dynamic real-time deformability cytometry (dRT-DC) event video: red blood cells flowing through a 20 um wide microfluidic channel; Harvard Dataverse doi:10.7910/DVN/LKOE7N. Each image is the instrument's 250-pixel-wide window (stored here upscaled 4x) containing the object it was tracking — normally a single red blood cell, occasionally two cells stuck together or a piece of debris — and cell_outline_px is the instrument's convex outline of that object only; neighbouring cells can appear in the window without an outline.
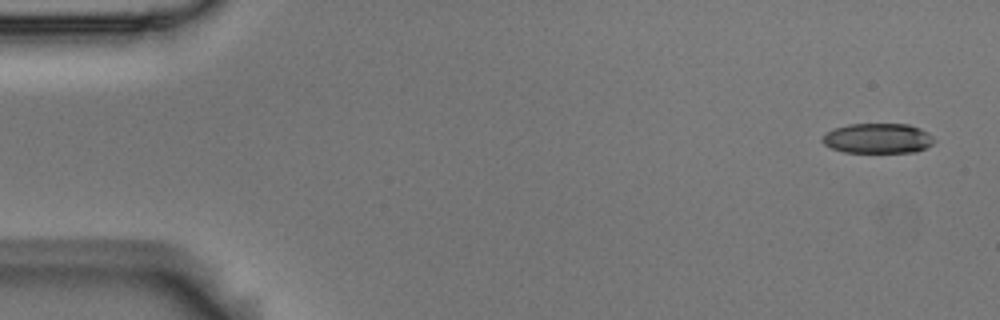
{"species": "Egyptian fruit bat (a non-hibernating species)", "species_latin": "Rousettus aegyptiacus", "temperature_condition": "room temperature", "stored_images_in_passage": 5, "camera_frame_rate_fps": 3000, "um_per_image_px": 0.085, "animal": {"sex": "male"}, "frame": {"image": 1, "passage_image": 1, "time_ms": 0.0, "image_size_px": [1000, 320], "cell_outline_px": [[936, 140], [932, 144], [916, 152], [844, 152], [832, 148], [824, 144], [820, 140], [832, 128], [848, 124], [908, 124], [920, 128], [928, 132]], "centroid_in_image_um": [74.62, 11.75], "position_along_channel_um": 10.4, "area_um2": 19.59}}
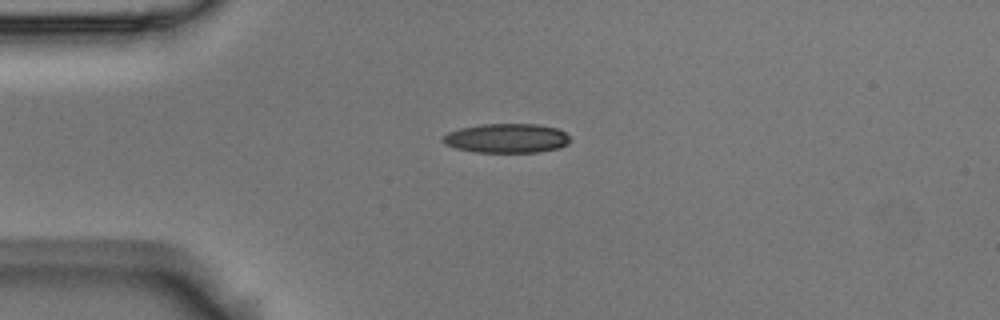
{"frame": {"image": 2, "passage_image": 4, "time_ms": 1.0, "image_size_px": [1000, 320], "cell_outline_px": [[572, 140], [568, 144], [560, 148], [540, 152], [476, 152], [456, 148], [444, 144], [440, 140], [440, 136], [448, 132], [460, 128], [480, 124], [536, 124], [556, 128], [564, 132]], "centroid_in_image_um": [43.04, 11.75], "position_along_channel_um": 42.0, "area_um2": 21.96}}